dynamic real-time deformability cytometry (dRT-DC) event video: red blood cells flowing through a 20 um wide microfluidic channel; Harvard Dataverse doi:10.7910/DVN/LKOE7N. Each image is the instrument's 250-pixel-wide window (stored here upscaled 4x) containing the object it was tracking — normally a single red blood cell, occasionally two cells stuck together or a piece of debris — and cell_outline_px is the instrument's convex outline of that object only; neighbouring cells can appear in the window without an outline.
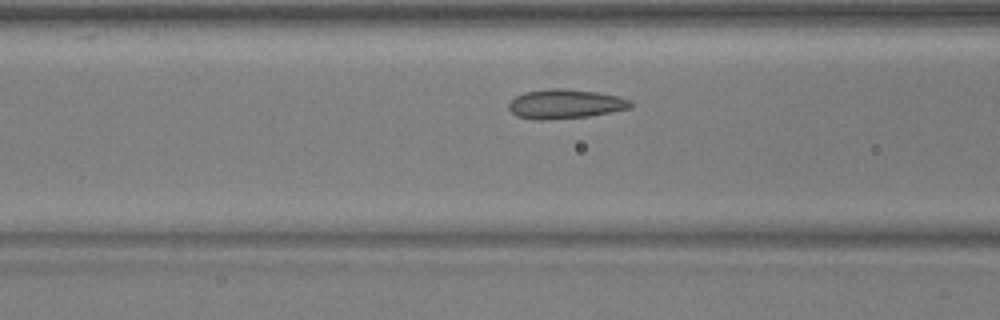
{"species": "common noctule bat (a hibernating species)", "species_latin": "Nyctalus noctula", "temperature_condition": "warm", "stored_images_in_passage": 41, "camera_frame_rate_fps": 3000, "um_per_image_px": 0.085, "animal": {"sex": "male", "body_mass_g": 17.9, "forearm_length_mm": 54.2}, "frame": {"image": 1, "passage_image": 11, "time_ms": 3.333, "image_size_px": [1000, 320], "cell_outline_px": [[632, 108], [612, 112], [588, 116], [548, 120], [536, 120], [516, 116], [508, 108], [508, 104], [516, 96], [524, 92], [548, 88], [564, 88], [596, 92], [620, 96], [628, 100], [632, 104]], "centroid_in_image_um": [48.03, 8.84], "position_along_channel_um": 118.6, "area_um2": 20.98}}
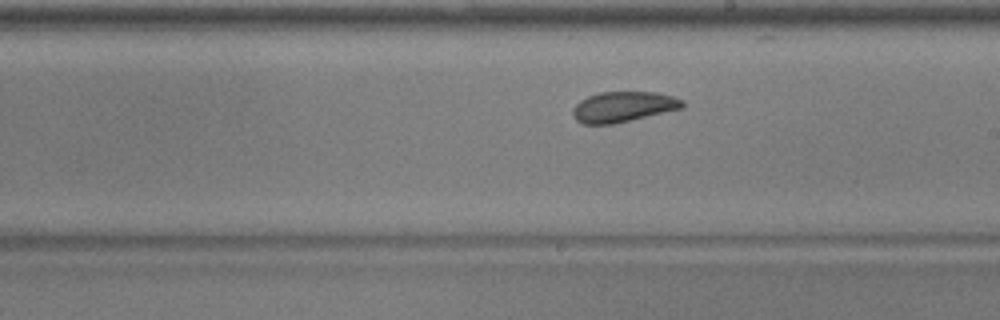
{"frame": {"image": 2, "passage_image": 20, "time_ms": 6.333, "image_size_px": [1000, 320], "cell_outline_px": [[684, 108], [612, 124], [584, 124], [576, 120], [572, 116], [572, 108], [580, 100], [588, 96], [600, 92], [656, 92], [672, 96], [684, 100]], "centroid_in_image_um": [52.96, 9.07], "position_along_channel_um": 236.0, "area_um2": 19.48}}
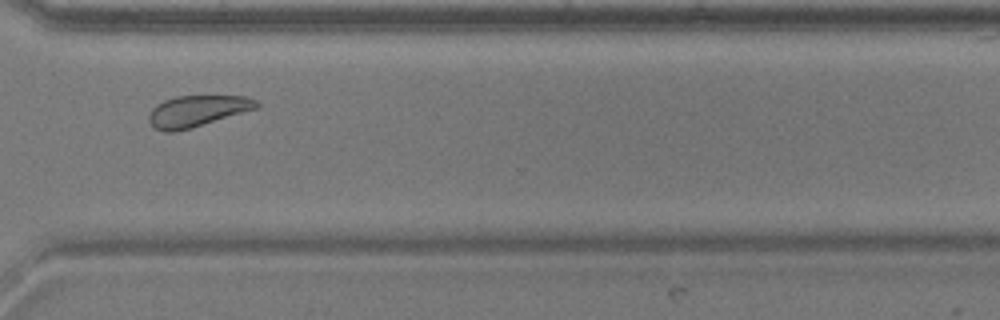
{"frame": {"image": 3, "passage_image": 29, "time_ms": 9.333, "image_size_px": [1000, 320], "cell_outline_px": [[260, 104], [256, 108], [188, 128], [172, 132], [164, 132], [156, 128], [148, 120], [148, 116], [152, 108], [156, 104], [164, 100], [176, 96], [244, 96], [256, 100]], "centroid_in_image_um": [16.71, 9.42], "position_along_channel_um": 353.9, "area_um2": 19.07}, "authors_computed_cell_mechanics": {"area_um2": 20.519, "velocity_mm_per_s": 3.9203, "shape_relaxation_time_tau1_ms": 3.8607, "shape_relaxation_time_tau2_ms": null, "deformation_change_tau1": 0.0852, "deformation_change_tau2": null}}